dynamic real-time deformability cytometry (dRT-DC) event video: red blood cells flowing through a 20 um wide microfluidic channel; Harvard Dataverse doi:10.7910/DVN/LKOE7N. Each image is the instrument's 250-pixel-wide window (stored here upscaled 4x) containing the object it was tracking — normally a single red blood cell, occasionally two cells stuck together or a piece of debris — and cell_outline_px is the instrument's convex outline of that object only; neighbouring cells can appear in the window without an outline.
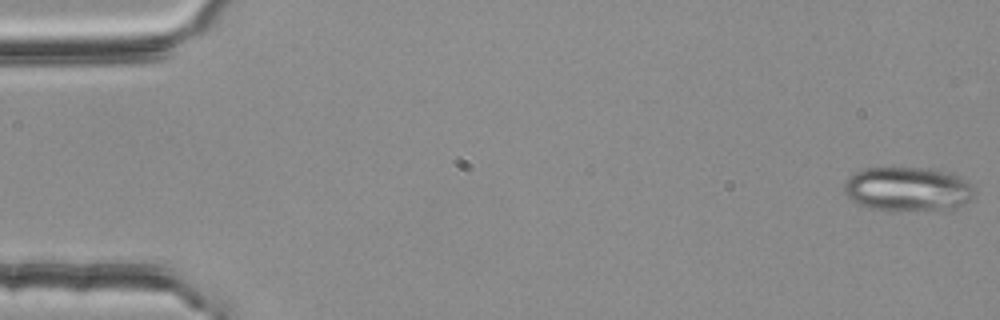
{"species": "common noctule bat (a hibernating species)", "species_latin": "Nyctalus noctula", "temperature_condition": "room temperature", "stored_images_in_passage": 37, "camera_frame_rate_fps": 3000, "um_per_image_px": 0.085, "animal": {"sex": "female", "body_mass_g": 25.1}, "frame": {"image": 1, "passage_image": 1, "time_ms": 0.0, "image_size_px": [1000, 320], "cell_outline_px": [[976, 192], [964, 204], [952, 212], [896, 212], [868, 208], [856, 204], [844, 192], [844, 184], [856, 172], [864, 168], [932, 168], [948, 172], [964, 180]], "centroid_in_image_um": [77.19, 16.14], "position_along_channel_um": 7.8, "area_um2": 34.56}}
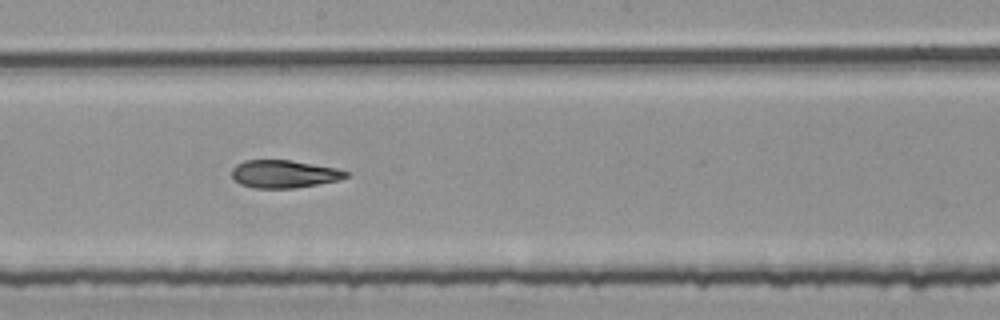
{"frame": {"image": 2, "passage_image": 30, "time_ms": 9.667, "image_size_px": [1000, 320], "cell_outline_px": [[348, 176], [340, 180], [292, 188], [256, 188], [240, 184], [232, 176], [232, 168], [236, 164], [244, 160], [292, 160], [336, 168], [348, 172]], "centroid_in_image_um": [24.13, 14.78], "position_along_channel_um": 224.1, "area_um2": 18.38}}
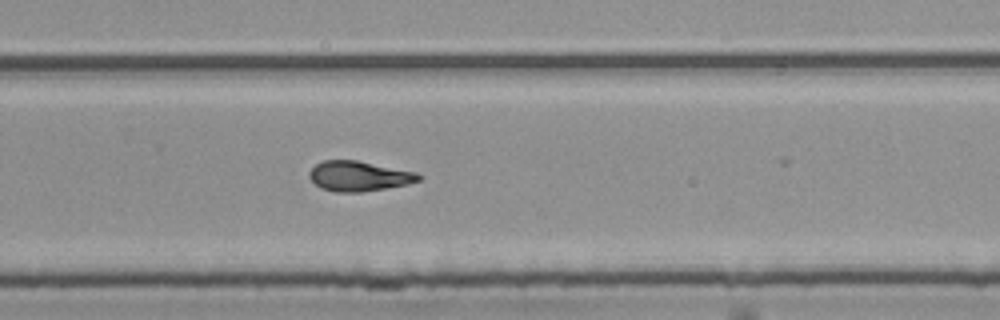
{"frame": {"image": 3, "passage_image": 36, "time_ms": 11.667, "image_size_px": [1000, 320], "cell_outline_px": [[420, 180], [408, 184], [360, 192], [336, 192], [320, 188], [308, 176], [308, 172], [316, 164], [324, 160], [356, 160], [416, 172], [420, 176]], "centroid_in_image_um": [30.47, 14.97], "position_along_channel_um": 299.3, "area_um2": 18.96}}